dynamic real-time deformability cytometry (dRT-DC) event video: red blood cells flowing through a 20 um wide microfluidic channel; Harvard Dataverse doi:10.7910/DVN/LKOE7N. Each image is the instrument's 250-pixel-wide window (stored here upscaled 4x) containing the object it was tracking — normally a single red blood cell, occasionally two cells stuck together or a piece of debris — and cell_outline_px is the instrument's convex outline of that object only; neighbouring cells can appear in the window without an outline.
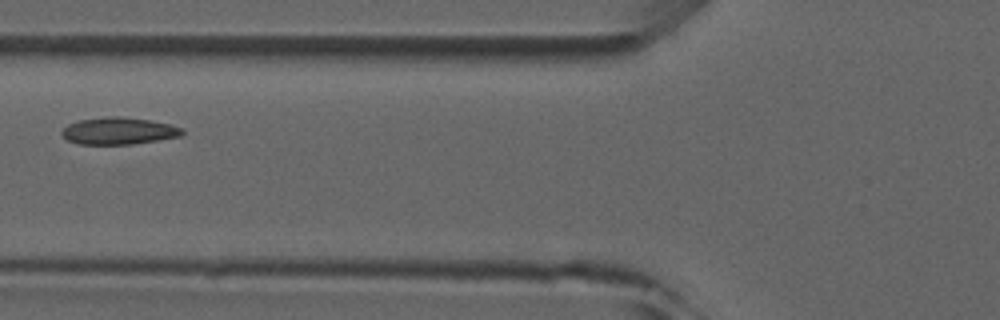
{"species": "common noctule bat (a hibernating species)", "species_latin": "Nyctalus noctula", "temperature_condition": "room temperature", "stored_images_in_passage": 4, "camera_frame_rate_fps": 3000, "um_per_image_px": 0.085, "animal": {"sex": "male", "forearm_length_mm": 52.5}, "frame": {"image": 1, "passage_image": 4, "time_ms": 4.333, "image_size_px": [1000, 320], "cell_outline_px": [[184, 132], [180, 136], [132, 144], [80, 144], [68, 140], [60, 132], [68, 124], [80, 120], [108, 116], [120, 116], [148, 120], [168, 124], [184, 128]], "centroid_in_image_um": [10.09, 11.12], "position_along_channel_um": 115.7, "area_um2": 18.73}}